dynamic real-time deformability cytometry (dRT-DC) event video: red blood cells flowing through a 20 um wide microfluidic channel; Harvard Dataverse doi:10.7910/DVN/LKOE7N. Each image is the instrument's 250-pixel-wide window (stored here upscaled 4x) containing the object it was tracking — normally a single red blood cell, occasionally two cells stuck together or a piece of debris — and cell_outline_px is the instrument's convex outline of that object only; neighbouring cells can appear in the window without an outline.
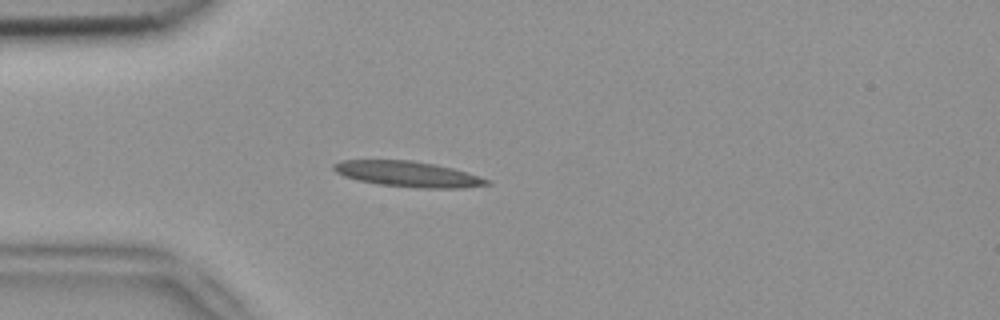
{"species": "common noctule bat (a hibernating species)", "species_latin": "Nyctalus noctula", "temperature_condition": "room temperature", "stored_images_in_passage": 1, "camera_frame_rate_fps": 3000, "um_per_image_px": 0.085, "animal": {"sex": "female", "body_mass_g": 18.4}, "frame": {"image": 1, "passage_image": 1, "time_ms": 0.0, "image_size_px": [1000, 320], "cell_outline_px": [[492, 184], [464, 188], [420, 188], [380, 184], [360, 180], [344, 176], [336, 172], [332, 168], [332, 164], [340, 160], [412, 160], [452, 168], [488, 180]], "centroid_in_image_um": [34.63, 14.79], "position_along_channel_um": 50.4, "area_um2": 22.48}}